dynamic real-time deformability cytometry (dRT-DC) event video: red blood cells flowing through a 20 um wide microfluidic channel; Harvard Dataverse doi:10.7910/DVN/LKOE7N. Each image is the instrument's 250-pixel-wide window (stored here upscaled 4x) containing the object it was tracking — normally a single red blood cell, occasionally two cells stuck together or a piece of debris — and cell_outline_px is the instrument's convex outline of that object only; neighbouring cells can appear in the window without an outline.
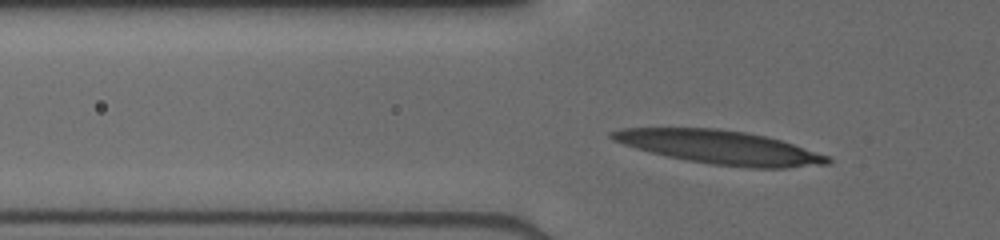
{"species": "human", "species_latin": "Homo sapiens", "temperature_condition": "cold", "stored_images_in_passage": 30, "camera_frame_rate_fps": 3000, "um_per_image_px": 0.085, "donor": {"sex": "male"}, "frame": {"image": 1, "passage_image": 5, "time_ms": 1.333, "image_size_px": [1000, 240], "cell_outline_px": [[832, 160], [828, 164], [784, 168], [752, 168], [712, 164], [664, 156], [636, 148], [612, 140], [608, 136], [608, 132], [620, 128], [716, 128], [744, 132], [764, 136], [780, 140], [828, 156]], "centroid_in_image_um": [61.13, 12.52], "position_along_channel_um": 64.7, "area_um2": 41.91}}
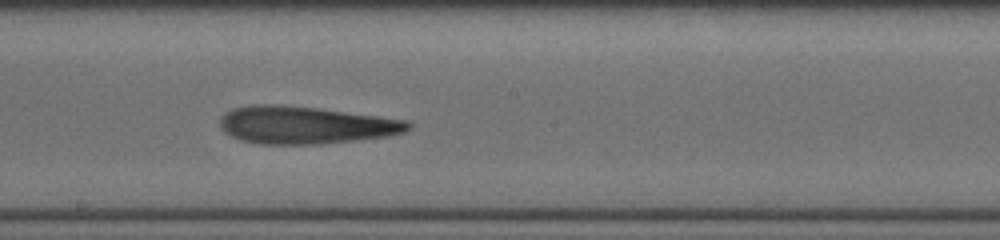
{"frame": {"image": 2, "passage_image": 19, "time_ms": 5.333, "image_size_px": [1000, 240], "cell_outline_px": [[412, 128], [404, 132], [388, 136], [320, 144], [260, 144], [240, 140], [224, 132], [220, 128], [220, 120], [224, 112], [232, 108], [252, 104], [272, 104], [316, 108], [408, 120], [412, 124]], "centroid_in_image_um": [25.93, 10.63], "position_along_channel_um": 222.3, "area_um2": 41.15}}
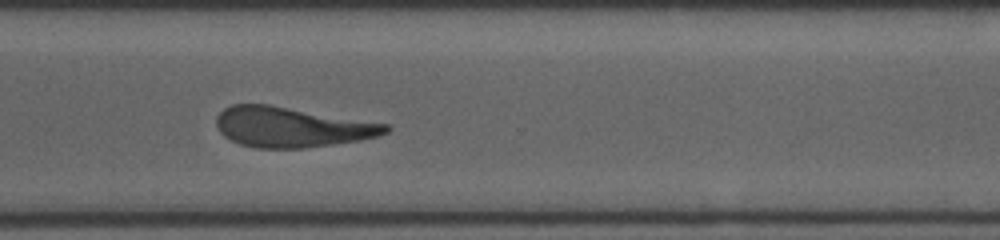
{"frame": {"image": 3, "passage_image": 29, "time_ms": 8.333, "image_size_px": [1000, 240], "cell_outline_px": [[392, 128], [388, 132], [376, 136], [360, 140], [304, 148], [256, 148], [240, 144], [224, 136], [220, 132], [216, 124], [216, 116], [224, 108], [232, 104], [268, 104], [388, 124]], "centroid_in_image_um": [24.76, 10.8], "position_along_channel_um": 345.8, "area_um2": 39.42}}